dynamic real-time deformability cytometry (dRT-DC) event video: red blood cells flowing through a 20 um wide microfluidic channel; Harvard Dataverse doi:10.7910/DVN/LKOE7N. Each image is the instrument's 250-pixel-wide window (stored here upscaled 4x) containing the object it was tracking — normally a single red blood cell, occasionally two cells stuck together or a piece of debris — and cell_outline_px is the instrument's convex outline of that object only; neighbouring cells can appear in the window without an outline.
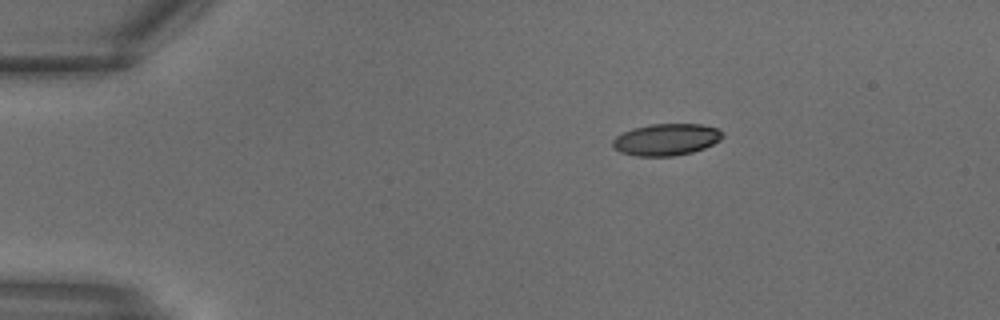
{"species": "common noctule bat (a hibernating species)", "species_latin": "Nyctalus noctula", "temperature_condition": "warm", "stored_images_in_passage": 7, "camera_frame_rate_fps": 3000, "um_per_image_px": 0.085, "animal": {"sex": "male", "body_mass_g": 18.8}, "frame": {"image": 1, "passage_image": 1, "time_ms": 0.0, "image_size_px": [1000, 320], "cell_outline_px": [[724, 136], [720, 140], [704, 148], [692, 152], [672, 156], [636, 156], [620, 152], [612, 148], [612, 140], [616, 136], [632, 128], [652, 124], [700, 124], [716, 128], [724, 132]], "centroid_in_image_um": [56.62, 11.86], "position_along_channel_um": 28.4, "area_um2": 20.4}}
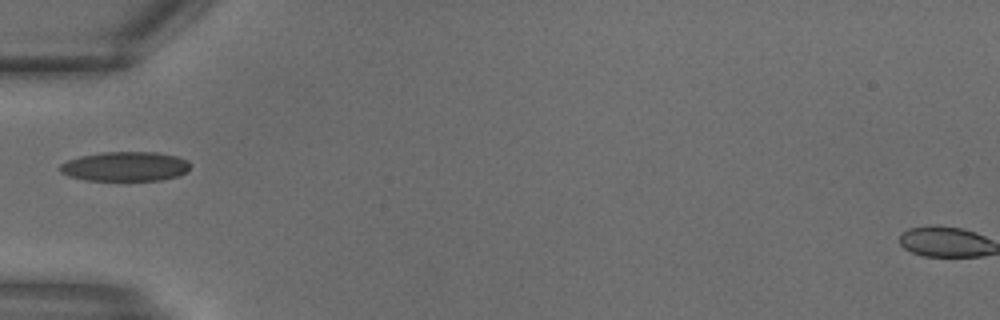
{"frame": {"image": 2, "passage_image": 6, "time_ms": 1.667, "image_size_px": [1000, 320], "cell_outline_px": [[192, 164], [188, 172], [180, 176], [160, 180], [88, 180], [68, 176], [60, 172], [60, 164], [68, 160], [80, 156], [104, 152], [156, 152], [176, 156], [188, 160]], "centroid_in_image_um": [10.7, 14.15], "position_along_channel_um": 74.3, "area_um2": 22.54}}